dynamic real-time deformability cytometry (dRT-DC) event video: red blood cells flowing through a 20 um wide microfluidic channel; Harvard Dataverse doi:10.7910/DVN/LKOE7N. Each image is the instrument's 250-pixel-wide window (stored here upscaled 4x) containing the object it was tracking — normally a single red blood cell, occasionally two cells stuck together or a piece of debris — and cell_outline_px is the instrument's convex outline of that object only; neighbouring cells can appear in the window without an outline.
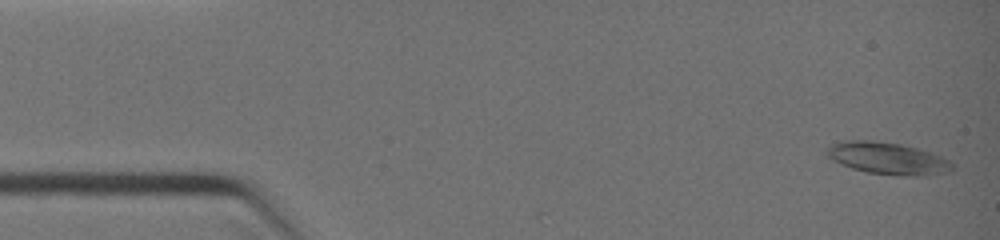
{"species": "common noctule bat (a hibernating species)", "species_latin": "Nyctalus noctula", "temperature_condition": "warm", "stored_images_in_passage": 3, "camera_frame_rate_fps": 3000, "um_per_image_px": 0.085, "animal": {"sex": "female", "body_mass_g": 19.0, "forearm_length_mm": 51.5}, "frame": {"image": 1, "passage_image": 1, "time_ms": 0.0, "image_size_px": [1000, 240], "cell_outline_px": [[952, 172], [924, 176], [904, 176], [868, 172], [852, 168], [840, 164], [828, 156], [828, 148], [836, 140], [872, 140], [900, 144], [916, 148], [940, 156], [948, 160], [952, 164]], "centroid_in_image_um": [75.45, 13.46], "position_along_channel_um": 9.5, "area_um2": 23.29}}